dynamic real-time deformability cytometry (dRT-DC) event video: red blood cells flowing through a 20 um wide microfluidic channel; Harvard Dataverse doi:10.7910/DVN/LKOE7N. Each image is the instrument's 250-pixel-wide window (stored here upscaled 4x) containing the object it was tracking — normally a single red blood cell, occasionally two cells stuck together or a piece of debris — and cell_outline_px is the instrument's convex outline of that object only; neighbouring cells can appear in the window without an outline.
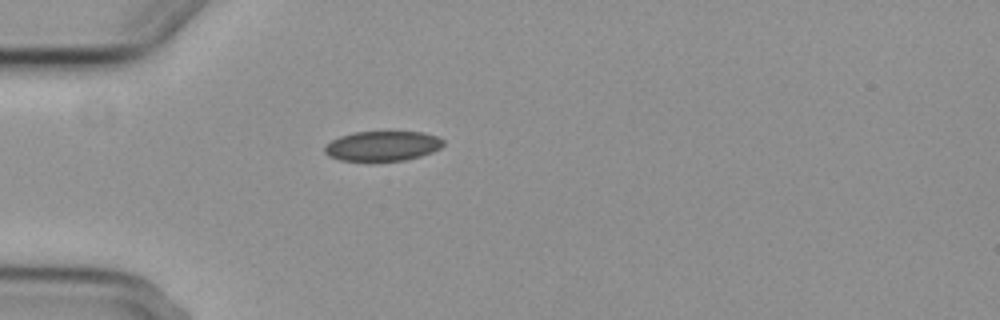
{"species": "common noctule bat (a hibernating species)", "species_latin": "Nyctalus noctula", "temperature_condition": "cold", "stored_images_in_passage": 1, "camera_frame_rate_fps": 3000, "um_per_image_px": 0.085, "animal": {"sex": "female", "body_mass_g": 29.2, "forearm_length_mm": 56.3}, "frame": {"image": 1, "passage_image": 1, "time_ms": 0.0, "image_size_px": [1000, 320], "cell_outline_px": [[444, 144], [440, 148], [432, 152], [420, 156], [404, 160], [368, 164], [340, 160], [328, 156], [324, 152], [324, 148], [332, 140], [340, 136], [352, 132], [424, 132], [436, 136], [444, 140]], "centroid_in_image_um": [32.48, 12.45], "position_along_channel_um": 52.5, "area_um2": 21.39}}